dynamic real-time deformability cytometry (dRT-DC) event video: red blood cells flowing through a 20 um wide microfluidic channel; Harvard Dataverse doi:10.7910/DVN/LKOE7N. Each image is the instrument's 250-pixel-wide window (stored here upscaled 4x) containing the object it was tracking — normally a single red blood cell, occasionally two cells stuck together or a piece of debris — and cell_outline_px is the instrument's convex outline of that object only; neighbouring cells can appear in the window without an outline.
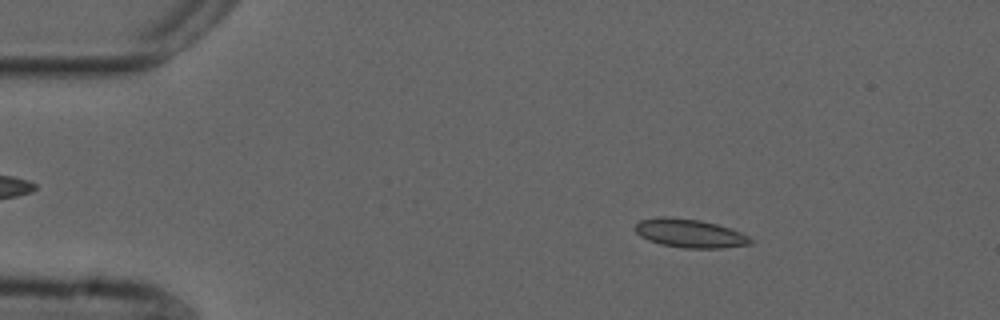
{"species": "common noctule bat (a hibernating species)", "species_latin": "Nyctalus noctula", "temperature_condition": "cold", "stored_images_in_passage": 34, "camera_frame_rate_fps": 3000, "um_per_image_px": 0.085, "animal": {"sex": "male", "forearm_length_mm": 52.5}, "frame": {"image": 1, "passage_image": 8, "time_ms": 2.333, "image_size_px": [1000, 320], "cell_outline_px": [[752, 244], [720, 248], [684, 248], [660, 244], [648, 240], [640, 236], [636, 232], [636, 224], [640, 220], [660, 216], [664, 216], [700, 220], [732, 228], [748, 236], [752, 240]], "centroid_in_image_um": [58.63, 19.83], "position_along_channel_um": 26.4, "area_um2": 19.19}}
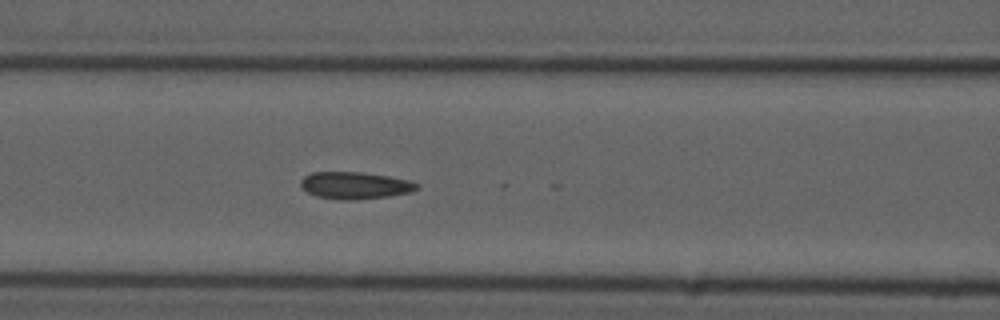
{"frame": {"image": 2, "passage_image": 22, "time_ms": 7.0, "image_size_px": [1000, 320], "cell_outline_px": [[420, 188], [408, 192], [388, 196], [352, 200], [340, 200], [316, 196], [308, 192], [300, 184], [300, 180], [304, 176], [312, 172], [360, 172], [388, 176], [408, 180], [420, 184]], "centroid_in_image_um": [30.16, 15.76], "position_along_channel_um": 136.4, "area_um2": 18.21}}
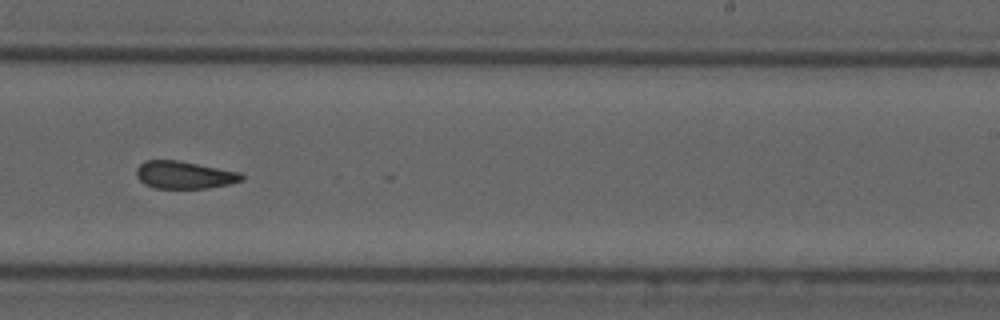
{"frame": {"image": 3, "passage_image": 33, "time_ms": 10.667, "image_size_px": [1000, 320], "cell_outline_px": [[244, 180], [228, 184], [208, 188], [156, 188], [144, 184], [136, 176], [136, 168], [144, 160], [180, 160], [240, 172], [244, 176]], "centroid_in_image_um": [15.66, 14.86], "position_along_channel_um": 273.3, "area_um2": 16.99}}